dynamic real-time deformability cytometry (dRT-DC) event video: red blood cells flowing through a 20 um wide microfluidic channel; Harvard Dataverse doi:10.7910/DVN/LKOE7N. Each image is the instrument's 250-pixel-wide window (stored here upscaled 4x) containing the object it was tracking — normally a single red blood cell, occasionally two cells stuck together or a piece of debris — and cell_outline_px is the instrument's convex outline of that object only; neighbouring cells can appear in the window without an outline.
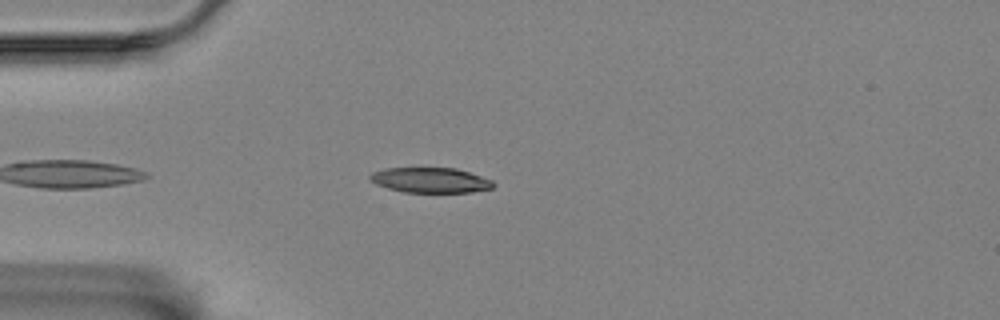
{"species": "Egyptian fruit bat (a non-hibernating species)", "species_latin": "Rousettus aegyptiacus", "temperature_condition": "room temperature", "stored_images_in_passage": 9, "camera_frame_rate_fps": 3000, "um_per_image_px": 0.085, "animal": {"sex": "female"}, "frame": {"image": 1, "passage_image": 4, "time_ms": 1.0, "image_size_px": [1000, 320], "cell_outline_px": [[496, 184], [492, 188], [472, 192], [404, 192], [388, 188], [376, 184], [368, 180], [368, 176], [372, 172], [384, 168], [456, 168], [492, 180]], "centroid_in_image_um": [36.55, 15.31], "position_along_channel_um": 48.4, "area_um2": 18.09}}
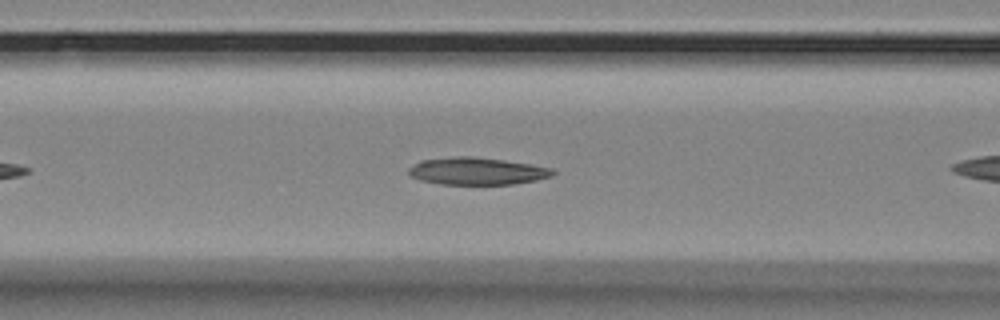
{"frame": {"image": 2, "passage_image": 8, "time_ms": 2.333, "image_size_px": [1000, 320], "cell_outline_px": [[556, 172], [552, 176], [536, 180], [512, 184], [440, 184], [420, 180], [408, 176], [408, 168], [420, 160], [460, 156], [472, 156], [504, 160], [552, 168]], "centroid_in_image_um": [40.5, 14.55], "position_along_channel_um": 126.1, "area_um2": 22.89}}